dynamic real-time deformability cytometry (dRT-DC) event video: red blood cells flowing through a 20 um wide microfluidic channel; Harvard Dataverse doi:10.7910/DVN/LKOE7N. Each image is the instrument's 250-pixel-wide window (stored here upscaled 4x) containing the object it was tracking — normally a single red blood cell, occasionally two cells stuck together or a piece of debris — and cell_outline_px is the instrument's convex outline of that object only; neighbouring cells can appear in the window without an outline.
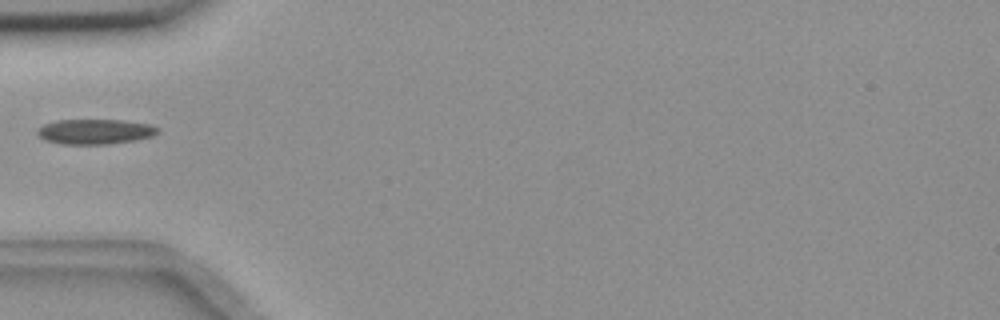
{"species": "common noctule bat (a hibernating species)", "species_latin": "Nyctalus noctula", "temperature_condition": "room temperature", "stored_images_in_passage": 12, "camera_frame_rate_fps": 3000, "um_per_image_px": 0.085, "animal": {"sex": "female", "body_mass_g": 18.4}, "frame": {"image": 1, "passage_image": 1, "time_ms": 0.0, "image_size_px": [1000, 320], "cell_outline_px": [[156, 132], [152, 136], [136, 140], [112, 144], [64, 144], [44, 140], [36, 132], [44, 124], [56, 120], [124, 120], [152, 124], [156, 128]], "centroid_in_image_um": [8.08, 11.18], "position_along_channel_um": 76.9, "area_um2": 17.51}}
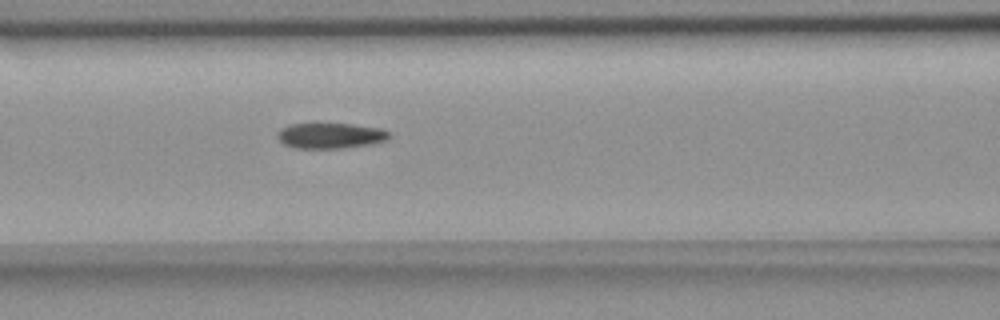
{"frame": {"image": 2, "passage_image": 6, "time_ms": 1.667, "image_size_px": [1000, 320], "cell_outline_px": [[388, 136], [384, 140], [368, 144], [340, 148], [296, 148], [284, 144], [280, 140], [280, 132], [284, 128], [292, 124], [352, 124], [380, 128], [388, 132]], "centroid_in_image_um": [28.09, 11.53], "position_along_channel_um": 138.5, "area_um2": 15.95}}
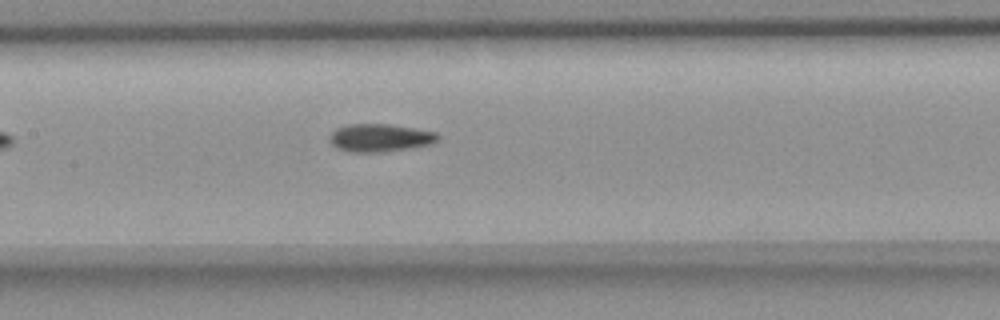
{"frame": {"image": 3, "passage_image": 9, "time_ms": 2.667, "image_size_px": [1000, 320], "cell_outline_px": [[440, 136], [432, 144], [412, 148], [380, 152], [352, 152], [336, 148], [328, 140], [328, 136], [336, 128], [348, 124], [388, 124], [436, 132]], "centroid_in_image_um": [32.27, 11.71], "position_along_channel_um": 175.1, "area_um2": 17.63}}